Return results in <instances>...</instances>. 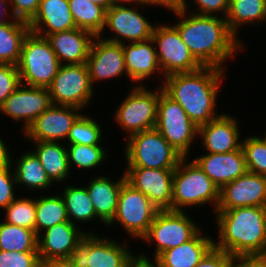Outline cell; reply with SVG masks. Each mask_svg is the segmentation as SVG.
<instances>
[{
	"label": "cell",
	"instance_id": "1",
	"mask_svg": "<svg viewBox=\"0 0 266 267\" xmlns=\"http://www.w3.org/2000/svg\"><path fill=\"white\" fill-rule=\"evenodd\" d=\"M188 5L185 3L182 9L173 11L180 18L173 26L202 66L225 70L224 62H228L226 60L234 57L233 55L237 56L238 51L241 52L244 46L242 40L231 32L223 16L220 18L189 14Z\"/></svg>",
	"mask_w": 266,
	"mask_h": 267
},
{
	"label": "cell",
	"instance_id": "2",
	"mask_svg": "<svg viewBox=\"0 0 266 267\" xmlns=\"http://www.w3.org/2000/svg\"><path fill=\"white\" fill-rule=\"evenodd\" d=\"M224 71L212 66H202L197 71L174 73L163 77L161 86L199 127L219 116L215 108L218 102L217 94L225 77Z\"/></svg>",
	"mask_w": 266,
	"mask_h": 267
},
{
	"label": "cell",
	"instance_id": "3",
	"mask_svg": "<svg viewBox=\"0 0 266 267\" xmlns=\"http://www.w3.org/2000/svg\"><path fill=\"white\" fill-rule=\"evenodd\" d=\"M219 240L214 247L233 256L261 254L266 248V207L216 210Z\"/></svg>",
	"mask_w": 266,
	"mask_h": 267
},
{
	"label": "cell",
	"instance_id": "4",
	"mask_svg": "<svg viewBox=\"0 0 266 267\" xmlns=\"http://www.w3.org/2000/svg\"><path fill=\"white\" fill-rule=\"evenodd\" d=\"M219 201L218 187L194 160L188 162L187 157H183L173 173L171 210L184 211L185 207H199L212 202L210 205L214 206L215 212Z\"/></svg>",
	"mask_w": 266,
	"mask_h": 267
},
{
	"label": "cell",
	"instance_id": "5",
	"mask_svg": "<svg viewBox=\"0 0 266 267\" xmlns=\"http://www.w3.org/2000/svg\"><path fill=\"white\" fill-rule=\"evenodd\" d=\"M61 63L46 37L31 31L23 40L17 69L20 83L48 88L56 76Z\"/></svg>",
	"mask_w": 266,
	"mask_h": 267
},
{
	"label": "cell",
	"instance_id": "6",
	"mask_svg": "<svg viewBox=\"0 0 266 267\" xmlns=\"http://www.w3.org/2000/svg\"><path fill=\"white\" fill-rule=\"evenodd\" d=\"M126 168L175 169L183 156L156 129L126 138Z\"/></svg>",
	"mask_w": 266,
	"mask_h": 267
},
{
	"label": "cell",
	"instance_id": "7",
	"mask_svg": "<svg viewBox=\"0 0 266 267\" xmlns=\"http://www.w3.org/2000/svg\"><path fill=\"white\" fill-rule=\"evenodd\" d=\"M97 233H86L73 247L70 261L76 267H136L140 261L128 245Z\"/></svg>",
	"mask_w": 266,
	"mask_h": 267
},
{
	"label": "cell",
	"instance_id": "8",
	"mask_svg": "<svg viewBox=\"0 0 266 267\" xmlns=\"http://www.w3.org/2000/svg\"><path fill=\"white\" fill-rule=\"evenodd\" d=\"M197 223L185 211L159 210L150 225L148 233L141 239L154 242V258L143 253L138 255L140 263L151 264L163 251L172 249L192 239L199 231Z\"/></svg>",
	"mask_w": 266,
	"mask_h": 267
},
{
	"label": "cell",
	"instance_id": "9",
	"mask_svg": "<svg viewBox=\"0 0 266 267\" xmlns=\"http://www.w3.org/2000/svg\"><path fill=\"white\" fill-rule=\"evenodd\" d=\"M162 86L154 91L136 85L129 91L114 114L117 124L125 130L126 138L145 130L153 129L157 121V105Z\"/></svg>",
	"mask_w": 266,
	"mask_h": 267
},
{
	"label": "cell",
	"instance_id": "10",
	"mask_svg": "<svg viewBox=\"0 0 266 267\" xmlns=\"http://www.w3.org/2000/svg\"><path fill=\"white\" fill-rule=\"evenodd\" d=\"M155 128L178 153L189 157L190 147L194 139L198 138V127L184 109L164 91L160 93L158 100Z\"/></svg>",
	"mask_w": 266,
	"mask_h": 267
},
{
	"label": "cell",
	"instance_id": "11",
	"mask_svg": "<svg viewBox=\"0 0 266 267\" xmlns=\"http://www.w3.org/2000/svg\"><path fill=\"white\" fill-rule=\"evenodd\" d=\"M158 211L147 196L125 181L120 188L115 216L107 226L118 222L131 238L142 239Z\"/></svg>",
	"mask_w": 266,
	"mask_h": 267
},
{
	"label": "cell",
	"instance_id": "12",
	"mask_svg": "<svg viewBox=\"0 0 266 267\" xmlns=\"http://www.w3.org/2000/svg\"><path fill=\"white\" fill-rule=\"evenodd\" d=\"M151 39L156 45L155 49L162 77L174 73L193 72L202 67L190 53L178 30L173 25H155Z\"/></svg>",
	"mask_w": 266,
	"mask_h": 267
},
{
	"label": "cell",
	"instance_id": "13",
	"mask_svg": "<svg viewBox=\"0 0 266 267\" xmlns=\"http://www.w3.org/2000/svg\"><path fill=\"white\" fill-rule=\"evenodd\" d=\"M93 89L86 63L61 65L48 87L54 105L74 106L83 110L93 99Z\"/></svg>",
	"mask_w": 266,
	"mask_h": 267
},
{
	"label": "cell",
	"instance_id": "14",
	"mask_svg": "<svg viewBox=\"0 0 266 267\" xmlns=\"http://www.w3.org/2000/svg\"><path fill=\"white\" fill-rule=\"evenodd\" d=\"M131 7L132 5L130 7L128 5L112 6L106 10L104 31L105 27H108L109 31L115 33V36L105 38L103 34L102 39L122 45L125 43L123 41L135 43L152 38L155 25H152V22L138 11V8Z\"/></svg>",
	"mask_w": 266,
	"mask_h": 267
},
{
	"label": "cell",
	"instance_id": "15",
	"mask_svg": "<svg viewBox=\"0 0 266 267\" xmlns=\"http://www.w3.org/2000/svg\"><path fill=\"white\" fill-rule=\"evenodd\" d=\"M48 88L20 84L1 104L0 113L10 116L13 121H24L23 132L34 120L52 105Z\"/></svg>",
	"mask_w": 266,
	"mask_h": 267
},
{
	"label": "cell",
	"instance_id": "16",
	"mask_svg": "<svg viewBox=\"0 0 266 267\" xmlns=\"http://www.w3.org/2000/svg\"><path fill=\"white\" fill-rule=\"evenodd\" d=\"M82 109L74 106L52 104L38 116L24 132L30 141H65L69 130L82 115Z\"/></svg>",
	"mask_w": 266,
	"mask_h": 267
},
{
	"label": "cell",
	"instance_id": "17",
	"mask_svg": "<svg viewBox=\"0 0 266 267\" xmlns=\"http://www.w3.org/2000/svg\"><path fill=\"white\" fill-rule=\"evenodd\" d=\"M175 169L127 168L126 182L141 191L159 210H171Z\"/></svg>",
	"mask_w": 266,
	"mask_h": 267
},
{
	"label": "cell",
	"instance_id": "18",
	"mask_svg": "<svg viewBox=\"0 0 266 267\" xmlns=\"http://www.w3.org/2000/svg\"><path fill=\"white\" fill-rule=\"evenodd\" d=\"M252 206L266 207V176L247 171L220 190L216 210Z\"/></svg>",
	"mask_w": 266,
	"mask_h": 267
},
{
	"label": "cell",
	"instance_id": "19",
	"mask_svg": "<svg viewBox=\"0 0 266 267\" xmlns=\"http://www.w3.org/2000/svg\"><path fill=\"white\" fill-rule=\"evenodd\" d=\"M86 65L92 86L97 81L115 79L123 73L127 76L122 45L99 36L92 41Z\"/></svg>",
	"mask_w": 266,
	"mask_h": 267
},
{
	"label": "cell",
	"instance_id": "20",
	"mask_svg": "<svg viewBox=\"0 0 266 267\" xmlns=\"http://www.w3.org/2000/svg\"><path fill=\"white\" fill-rule=\"evenodd\" d=\"M77 224L70 221L56 224L38 235L37 247L41 263L55 259H69L73 247L86 233H93L81 230Z\"/></svg>",
	"mask_w": 266,
	"mask_h": 267
},
{
	"label": "cell",
	"instance_id": "21",
	"mask_svg": "<svg viewBox=\"0 0 266 267\" xmlns=\"http://www.w3.org/2000/svg\"><path fill=\"white\" fill-rule=\"evenodd\" d=\"M237 118L227 113L219 116L209 123L198 127V136L202 138L204 150L208 153H227L242 148L240 126ZM239 126V127H238Z\"/></svg>",
	"mask_w": 266,
	"mask_h": 267
},
{
	"label": "cell",
	"instance_id": "22",
	"mask_svg": "<svg viewBox=\"0 0 266 267\" xmlns=\"http://www.w3.org/2000/svg\"><path fill=\"white\" fill-rule=\"evenodd\" d=\"M194 161L219 190L248 171L242 148L227 153H205Z\"/></svg>",
	"mask_w": 266,
	"mask_h": 267
},
{
	"label": "cell",
	"instance_id": "23",
	"mask_svg": "<svg viewBox=\"0 0 266 267\" xmlns=\"http://www.w3.org/2000/svg\"><path fill=\"white\" fill-rule=\"evenodd\" d=\"M94 35L84 29L70 30L49 34V40L54 53L61 65L85 64L89 55Z\"/></svg>",
	"mask_w": 266,
	"mask_h": 267
},
{
	"label": "cell",
	"instance_id": "24",
	"mask_svg": "<svg viewBox=\"0 0 266 267\" xmlns=\"http://www.w3.org/2000/svg\"><path fill=\"white\" fill-rule=\"evenodd\" d=\"M127 78L136 84L143 85V80L155 73H161L158 56L152 39L135 43L122 44ZM141 81V82H140ZM141 84H140V83Z\"/></svg>",
	"mask_w": 266,
	"mask_h": 267
},
{
	"label": "cell",
	"instance_id": "25",
	"mask_svg": "<svg viewBox=\"0 0 266 267\" xmlns=\"http://www.w3.org/2000/svg\"><path fill=\"white\" fill-rule=\"evenodd\" d=\"M28 24L31 32L43 37L76 28L68 0H41Z\"/></svg>",
	"mask_w": 266,
	"mask_h": 267
},
{
	"label": "cell",
	"instance_id": "26",
	"mask_svg": "<svg viewBox=\"0 0 266 267\" xmlns=\"http://www.w3.org/2000/svg\"><path fill=\"white\" fill-rule=\"evenodd\" d=\"M201 229L192 239L163 251L150 265L152 267H194L214 246V239ZM203 234V235H202Z\"/></svg>",
	"mask_w": 266,
	"mask_h": 267
},
{
	"label": "cell",
	"instance_id": "27",
	"mask_svg": "<svg viewBox=\"0 0 266 267\" xmlns=\"http://www.w3.org/2000/svg\"><path fill=\"white\" fill-rule=\"evenodd\" d=\"M121 176L116 181H112L113 179L105 175L95 176L86 185L98 220L103 225L107 226L115 216L120 188L126 181L124 173Z\"/></svg>",
	"mask_w": 266,
	"mask_h": 267
},
{
	"label": "cell",
	"instance_id": "28",
	"mask_svg": "<svg viewBox=\"0 0 266 267\" xmlns=\"http://www.w3.org/2000/svg\"><path fill=\"white\" fill-rule=\"evenodd\" d=\"M9 149L6 145L5 156L14 165V171L17 186H23L31 190H41L42 194L44 190L51 188L53 182L49 179L47 173L45 172L40 160L32 151L23 153L15 164L13 163L11 156L8 152Z\"/></svg>",
	"mask_w": 266,
	"mask_h": 267
},
{
	"label": "cell",
	"instance_id": "29",
	"mask_svg": "<svg viewBox=\"0 0 266 267\" xmlns=\"http://www.w3.org/2000/svg\"><path fill=\"white\" fill-rule=\"evenodd\" d=\"M36 144L35 150L32 152L40 160L49 179L55 183H64L65 179L70 175L68 165L67 148L59 142L49 141H30Z\"/></svg>",
	"mask_w": 266,
	"mask_h": 267
},
{
	"label": "cell",
	"instance_id": "30",
	"mask_svg": "<svg viewBox=\"0 0 266 267\" xmlns=\"http://www.w3.org/2000/svg\"><path fill=\"white\" fill-rule=\"evenodd\" d=\"M231 32L238 38V29L248 24L266 21V0H229L225 17ZM237 34V35H236Z\"/></svg>",
	"mask_w": 266,
	"mask_h": 267
},
{
	"label": "cell",
	"instance_id": "31",
	"mask_svg": "<svg viewBox=\"0 0 266 267\" xmlns=\"http://www.w3.org/2000/svg\"><path fill=\"white\" fill-rule=\"evenodd\" d=\"M29 31L28 22L15 18L0 24V63L17 65L23 40Z\"/></svg>",
	"mask_w": 266,
	"mask_h": 267
},
{
	"label": "cell",
	"instance_id": "32",
	"mask_svg": "<svg viewBox=\"0 0 266 267\" xmlns=\"http://www.w3.org/2000/svg\"><path fill=\"white\" fill-rule=\"evenodd\" d=\"M35 217V233L37 236L56 224L69 221L63 197L60 194H51L47 197L41 195L36 198Z\"/></svg>",
	"mask_w": 266,
	"mask_h": 267
},
{
	"label": "cell",
	"instance_id": "33",
	"mask_svg": "<svg viewBox=\"0 0 266 267\" xmlns=\"http://www.w3.org/2000/svg\"><path fill=\"white\" fill-rule=\"evenodd\" d=\"M76 28L101 37L105 25L106 9L89 0H68Z\"/></svg>",
	"mask_w": 266,
	"mask_h": 267
},
{
	"label": "cell",
	"instance_id": "34",
	"mask_svg": "<svg viewBox=\"0 0 266 267\" xmlns=\"http://www.w3.org/2000/svg\"><path fill=\"white\" fill-rule=\"evenodd\" d=\"M60 195L63 197L68 219L72 224L90 222L97 219L92 201L85 186H66ZM79 222V223H78Z\"/></svg>",
	"mask_w": 266,
	"mask_h": 267
},
{
	"label": "cell",
	"instance_id": "35",
	"mask_svg": "<svg viewBox=\"0 0 266 267\" xmlns=\"http://www.w3.org/2000/svg\"><path fill=\"white\" fill-rule=\"evenodd\" d=\"M35 231L24 227L0 222V250L3 251H38Z\"/></svg>",
	"mask_w": 266,
	"mask_h": 267
},
{
	"label": "cell",
	"instance_id": "36",
	"mask_svg": "<svg viewBox=\"0 0 266 267\" xmlns=\"http://www.w3.org/2000/svg\"><path fill=\"white\" fill-rule=\"evenodd\" d=\"M68 155V165L71 170L72 165L82 170L91 169L93 170L102 165L106 157H108V151L101 145H81L72 144L66 145Z\"/></svg>",
	"mask_w": 266,
	"mask_h": 267
},
{
	"label": "cell",
	"instance_id": "37",
	"mask_svg": "<svg viewBox=\"0 0 266 267\" xmlns=\"http://www.w3.org/2000/svg\"><path fill=\"white\" fill-rule=\"evenodd\" d=\"M102 127L91 116L82 114L72 125L66 140L68 144L101 145Z\"/></svg>",
	"mask_w": 266,
	"mask_h": 267
},
{
	"label": "cell",
	"instance_id": "38",
	"mask_svg": "<svg viewBox=\"0 0 266 267\" xmlns=\"http://www.w3.org/2000/svg\"><path fill=\"white\" fill-rule=\"evenodd\" d=\"M5 222L35 231L36 199L16 197L5 209Z\"/></svg>",
	"mask_w": 266,
	"mask_h": 267
},
{
	"label": "cell",
	"instance_id": "39",
	"mask_svg": "<svg viewBox=\"0 0 266 267\" xmlns=\"http://www.w3.org/2000/svg\"><path fill=\"white\" fill-rule=\"evenodd\" d=\"M247 170L266 176V145L260 136H249L242 140Z\"/></svg>",
	"mask_w": 266,
	"mask_h": 267
},
{
	"label": "cell",
	"instance_id": "40",
	"mask_svg": "<svg viewBox=\"0 0 266 267\" xmlns=\"http://www.w3.org/2000/svg\"><path fill=\"white\" fill-rule=\"evenodd\" d=\"M11 169H13V165L4 156L0 160V208L2 209H5L16 198L15 188L17 183L14 171L12 172Z\"/></svg>",
	"mask_w": 266,
	"mask_h": 267
},
{
	"label": "cell",
	"instance_id": "41",
	"mask_svg": "<svg viewBox=\"0 0 266 267\" xmlns=\"http://www.w3.org/2000/svg\"><path fill=\"white\" fill-rule=\"evenodd\" d=\"M0 267H42L38 251L0 250Z\"/></svg>",
	"mask_w": 266,
	"mask_h": 267
},
{
	"label": "cell",
	"instance_id": "42",
	"mask_svg": "<svg viewBox=\"0 0 266 267\" xmlns=\"http://www.w3.org/2000/svg\"><path fill=\"white\" fill-rule=\"evenodd\" d=\"M20 84L17 65L0 63V106Z\"/></svg>",
	"mask_w": 266,
	"mask_h": 267
},
{
	"label": "cell",
	"instance_id": "43",
	"mask_svg": "<svg viewBox=\"0 0 266 267\" xmlns=\"http://www.w3.org/2000/svg\"><path fill=\"white\" fill-rule=\"evenodd\" d=\"M41 0H9L13 18L30 22L39 9Z\"/></svg>",
	"mask_w": 266,
	"mask_h": 267
},
{
	"label": "cell",
	"instance_id": "44",
	"mask_svg": "<svg viewBox=\"0 0 266 267\" xmlns=\"http://www.w3.org/2000/svg\"><path fill=\"white\" fill-rule=\"evenodd\" d=\"M194 267H234V256L213 246Z\"/></svg>",
	"mask_w": 266,
	"mask_h": 267
},
{
	"label": "cell",
	"instance_id": "45",
	"mask_svg": "<svg viewBox=\"0 0 266 267\" xmlns=\"http://www.w3.org/2000/svg\"><path fill=\"white\" fill-rule=\"evenodd\" d=\"M192 2L195 3L194 6L196 5L198 11L190 13L202 16H219L218 13L221 12L225 18L229 8V0H193Z\"/></svg>",
	"mask_w": 266,
	"mask_h": 267
},
{
	"label": "cell",
	"instance_id": "46",
	"mask_svg": "<svg viewBox=\"0 0 266 267\" xmlns=\"http://www.w3.org/2000/svg\"><path fill=\"white\" fill-rule=\"evenodd\" d=\"M234 267H266V259L262 254L235 255Z\"/></svg>",
	"mask_w": 266,
	"mask_h": 267
},
{
	"label": "cell",
	"instance_id": "47",
	"mask_svg": "<svg viewBox=\"0 0 266 267\" xmlns=\"http://www.w3.org/2000/svg\"><path fill=\"white\" fill-rule=\"evenodd\" d=\"M186 0H143L144 5H154V6H163L166 9H169V11H178L183 8L184 4L186 3Z\"/></svg>",
	"mask_w": 266,
	"mask_h": 267
},
{
	"label": "cell",
	"instance_id": "48",
	"mask_svg": "<svg viewBox=\"0 0 266 267\" xmlns=\"http://www.w3.org/2000/svg\"><path fill=\"white\" fill-rule=\"evenodd\" d=\"M10 3H9V0H0V24H4V23H8L11 21V18H13V15L12 13H9L11 12L10 9ZM8 11V12H7ZM10 14V15H9ZM4 16V17H3ZM7 16H10V17H7ZM10 18L9 20L6 19Z\"/></svg>",
	"mask_w": 266,
	"mask_h": 267
},
{
	"label": "cell",
	"instance_id": "49",
	"mask_svg": "<svg viewBox=\"0 0 266 267\" xmlns=\"http://www.w3.org/2000/svg\"><path fill=\"white\" fill-rule=\"evenodd\" d=\"M42 267H76L70 259H55L42 264Z\"/></svg>",
	"mask_w": 266,
	"mask_h": 267
},
{
	"label": "cell",
	"instance_id": "50",
	"mask_svg": "<svg viewBox=\"0 0 266 267\" xmlns=\"http://www.w3.org/2000/svg\"><path fill=\"white\" fill-rule=\"evenodd\" d=\"M111 1H112V6H121V5H125V3L126 5L128 4L134 5L136 3L137 6L138 5L144 6L143 0H111Z\"/></svg>",
	"mask_w": 266,
	"mask_h": 267
},
{
	"label": "cell",
	"instance_id": "51",
	"mask_svg": "<svg viewBox=\"0 0 266 267\" xmlns=\"http://www.w3.org/2000/svg\"><path fill=\"white\" fill-rule=\"evenodd\" d=\"M92 3L99 5L103 8H105L106 10H108L110 7H112V1L111 0H89Z\"/></svg>",
	"mask_w": 266,
	"mask_h": 267
},
{
	"label": "cell",
	"instance_id": "52",
	"mask_svg": "<svg viewBox=\"0 0 266 267\" xmlns=\"http://www.w3.org/2000/svg\"><path fill=\"white\" fill-rule=\"evenodd\" d=\"M6 142L0 137V160L5 156Z\"/></svg>",
	"mask_w": 266,
	"mask_h": 267
},
{
	"label": "cell",
	"instance_id": "53",
	"mask_svg": "<svg viewBox=\"0 0 266 267\" xmlns=\"http://www.w3.org/2000/svg\"><path fill=\"white\" fill-rule=\"evenodd\" d=\"M136 267H152L150 264L139 263Z\"/></svg>",
	"mask_w": 266,
	"mask_h": 267
},
{
	"label": "cell",
	"instance_id": "54",
	"mask_svg": "<svg viewBox=\"0 0 266 267\" xmlns=\"http://www.w3.org/2000/svg\"><path fill=\"white\" fill-rule=\"evenodd\" d=\"M263 255V257L266 259V248L263 250V252L261 253Z\"/></svg>",
	"mask_w": 266,
	"mask_h": 267
},
{
	"label": "cell",
	"instance_id": "55",
	"mask_svg": "<svg viewBox=\"0 0 266 267\" xmlns=\"http://www.w3.org/2000/svg\"><path fill=\"white\" fill-rule=\"evenodd\" d=\"M263 140V142L265 143L266 145V134H265V137L261 138Z\"/></svg>",
	"mask_w": 266,
	"mask_h": 267
}]
</instances>
